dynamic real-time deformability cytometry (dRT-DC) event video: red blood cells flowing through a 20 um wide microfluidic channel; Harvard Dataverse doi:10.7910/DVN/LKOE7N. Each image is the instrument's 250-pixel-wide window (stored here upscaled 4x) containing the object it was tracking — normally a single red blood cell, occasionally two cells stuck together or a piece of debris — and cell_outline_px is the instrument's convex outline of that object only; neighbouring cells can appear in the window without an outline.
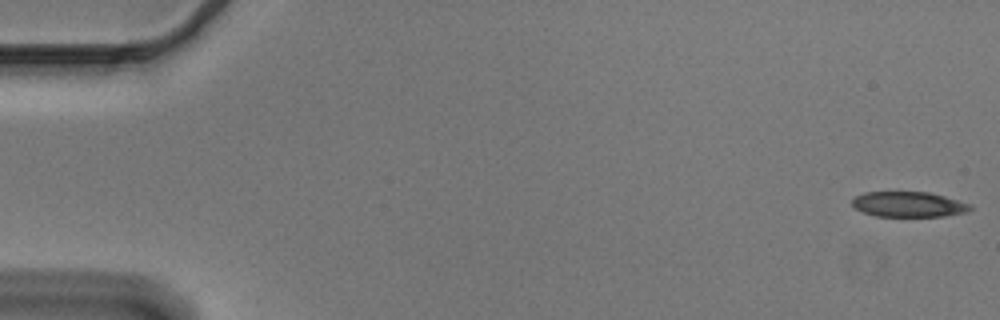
{"species": "Egyptian fruit bat (a non-hibernating species)", "species_latin": "Rousettus aegyptiacus", "temperature_condition": "cold", "stored_images_in_passage": 13, "camera_frame_rate_fps": 3000, "um_per_image_px": 0.085, "animal": {"sex": "male"}, "frame": {"image": 1, "passage_image": 1, "time_ms": 0.0, "image_size_px": [1000, 320], "cell_outline_px": [[972, 208], [968, 212], [944, 216], [876, 216], [864, 212], [856, 208], [852, 204], [852, 200], [856, 196], [864, 192], [928, 192], [944, 196], [972, 204]], "centroid_in_image_um": [77.26, 17.37], "position_along_channel_um": 7.7, "area_um2": 17.34}}